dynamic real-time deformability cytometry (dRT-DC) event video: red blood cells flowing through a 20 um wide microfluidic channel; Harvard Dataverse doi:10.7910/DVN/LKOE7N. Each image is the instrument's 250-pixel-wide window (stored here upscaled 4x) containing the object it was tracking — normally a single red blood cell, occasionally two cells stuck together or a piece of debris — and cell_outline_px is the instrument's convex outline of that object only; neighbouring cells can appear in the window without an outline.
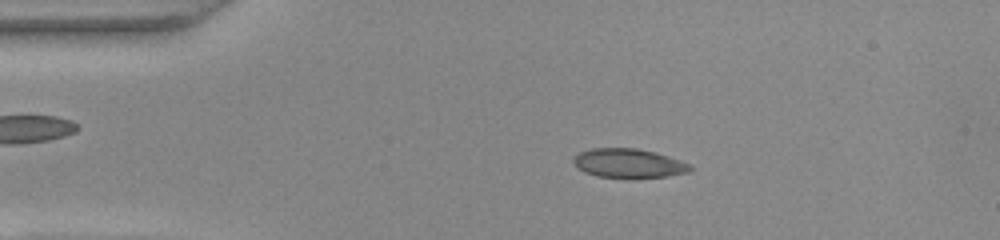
{"species": "common noctule bat (a hibernating species)", "species_latin": "Nyctalus noctula", "temperature_condition": "warm", "stored_images_in_passage": 51, "camera_frame_rate_fps": 3000, "um_per_image_px": 0.085, "animal": {"sex": "female", "body_mass_g": 22.0, "forearm_length_mm": 56.7}, "frame": {"image": 1, "passage_image": 9, "time_ms": 2.667, "image_size_px": [1000, 240], "cell_outline_px": [[696, 168], [688, 172], [668, 176], [596, 176], [584, 172], [572, 160], [580, 152], [592, 148], [636, 148], [652, 152], [680, 160]], "centroid_in_image_um": [53.44, 13.86], "position_along_channel_um": 31.6, "area_um2": 19.07}}
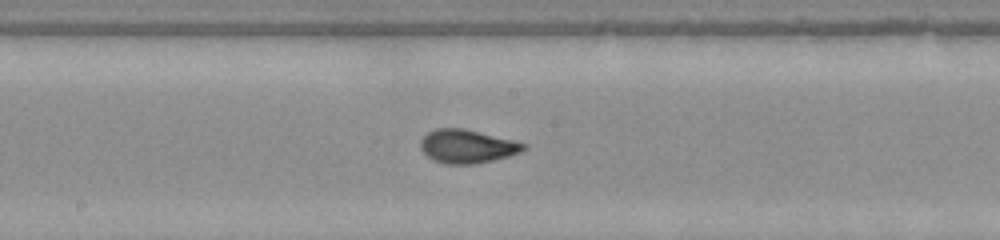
{"frame": {"image": 2, "passage_image": 26, "time_ms": 8.333, "image_size_px": [1000, 240], "cell_outline_px": [[528, 148], [520, 152], [508, 156], [476, 164], [448, 164], [432, 160], [420, 148], [420, 140], [428, 132], [436, 128], [464, 128], [528, 144]], "centroid_in_image_um": [39.7, 12.44], "position_along_channel_um": 208.5, "area_um2": 20.11}}
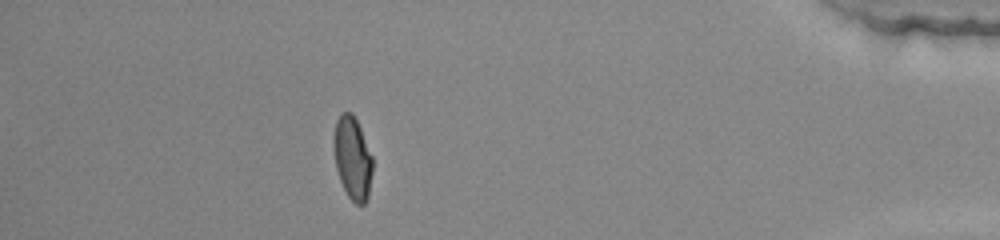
{"frame": {"image": 3, "passage_image": 45, "time_ms": 14.667, "image_size_px": [1000, 240], "cell_outline_px": [[372, 172], [368, 196], [364, 204], [356, 204], [348, 196], [340, 180], [336, 168], [332, 144], [332, 140], [336, 120], [340, 112], [352, 112], [360, 128], [372, 156]], "centroid_in_image_um": [29.94, 13.4], "position_along_channel_um": 405.3, "area_um2": 18.79}, "authors_computed_cell_mechanics": {"area_um2": 19.4786, "velocity_mm_per_s": 3.923, "shape_relaxation_time_tau1_ms": 5.1923, "shape_relaxation_time_tau2_ms": null, "deformation_change_tau1": 0.1969, "deformation_change_tau2": null}}